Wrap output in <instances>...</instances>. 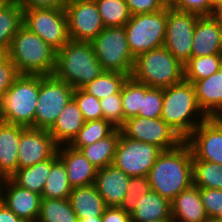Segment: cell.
Wrapping results in <instances>:
<instances>
[{
	"label": "cell",
	"mask_w": 222,
	"mask_h": 222,
	"mask_svg": "<svg viewBox=\"0 0 222 222\" xmlns=\"http://www.w3.org/2000/svg\"><path fill=\"white\" fill-rule=\"evenodd\" d=\"M148 179L151 190L170 202L194 184L193 155L184 141L178 147L162 151L152 166Z\"/></svg>",
	"instance_id": "cell-1"
},
{
	"label": "cell",
	"mask_w": 222,
	"mask_h": 222,
	"mask_svg": "<svg viewBox=\"0 0 222 222\" xmlns=\"http://www.w3.org/2000/svg\"><path fill=\"white\" fill-rule=\"evenodd\" d=\"M207 118L198 104L193 83L183 80L163 88L161 119L183 140Z\"/></svg>",
	"instance_id": "cell-2"
},
{
	"label": "cell",
	"mask_w": 222,
	"mask_h": 222,
	"mask_svg": "<svg viewBox=\"0 0 222 222\" xmlns=\"http://www.w3.org/2000/svg\"><path fill=\"white\" fill-rule=\"evenodd\" d=\"M103 71L91 42L70 40L56 52L53 75L74 89L83 88Z\"/></svg>",
	"instance_id": "cell-3"
},
{
	"label": "cell",
	"mask_w": 222,
	"mask_h": 222,
	"mask_svg": "<svg viewBox=\"0 0 222 222\" xmlns=\"http://www.w3.org/2000/svg\"><path fill=\"white\" fill-rule=\"evenodd\" d=\"M8 57L20 74L43 76L54 72L56 51L24 25L11 40Z\"/></svg>",
	"instance_id": "cell-4"
},
{
	"label": "cell",
	"mask_w": 222,
	"mask_h": 222,
	"mask_svg": "<svg viewBox=\"0 0 222 222\" xmlns=\"http://www.w3.org/2000/svg\"><path fill=\"white\" fill-rule=\"evenodd\" d=\"M40 75L20 74L3 95L0 121L34 128Z\"/></svg>",
	"instance_id": "cell-5"
},
{
	"label": "cell",
	"mask_w": 222,
	"mask_h": 222,
	"mask_svg": "<svg viewBox=\"0 0 222 222\" xmlns=\"http://www.w3.org/2000/svg\"><path fill=\"white\" fill-rule=\"evenodd\" d=\"M131 77L149 87L167 88L184 80V65L162 46L138 55Z\"/></svg>",
	"instance_id": "cell-6"
},
{
	"label": "cell",
	"mask_w": 222,
	"mask_h": 222,
	"mask_svg": "<svg viewBox=\"0 0 222 222\" xmlns=\"http://www.w3.org/2000/svg\"><path fill=\"white\" fill-rule=\"evenodd\" d=\"M91 43L104 71L131 77L135 57L130 51L124 26L105 27Z\"/></svg>",
	"instance_id": "cell-7"
},
{
	"label": "cell",
	"mask_w": 222,
	"mask_h": 222,
	"mask_svg": "<svg viewBox=\"0 0 222 222\" xmlns=\"http://www.w3.org/2000/svg\"><path fill=\"white\" fill-rule=\"evenodd\" d=\"M167 25V8L155 12L132 15L125 24L127 42L132 55L162 47Z\"/></svg>",
	"instance_id": "cell-8"
},
{
	"label": "cell",
	"mask_w": 222,
	"mask_h": 222,
	"mask_svg": "<svg viewBox=\"0 0 222 222\" xmlns=\"http://www.w3.org/2000/svg\"><path fill=\"white\" fill-rule=\"evenodd\" d=\"M74 88L51 75H40V86L35 110L34 128L49 130L68 102Z\"/></svg>",
	"instance_id": "cell-9"
},
{
	"label": "cell",
	"mask_w": 222,
	"mask_h": 222,
	"mask_svg": "<svg viewBox=\"0 0 222 222\" xmlns=\"http://www.w3.org/2000/svg\"><path fill=\"white\" fill-rule=\"evenodd\" d=\"M23 25L56 52L70 41L64 8L23 9Z\"/></svg>",
	"instance_id": "cell-10"
},
{
	"label": "cell",
	"mask_w": 222,
	"mask_h": 222,
	"mask_svg": "<svg viewBox=\"0 0 222 222\" xmlns=\"http://www.w3.org/2000/svg\"><path fill=\"white\" fill-rule=\"evenodd\" d=\"M121 133L132 140L149 143L161 151L172 150L184 140L161 117L134 116L125 120Z\"/></svg>",
	"instance_id": "cell-11"
},
{
	"label": "cell",
	"mask_w": 222,
	"mask_h": 222,
	"mask_svg": "<svg viewBox=\"0 0 222 222\" xmlns=\"http://www.w3.org/2000/svg\"><path fill=\"white\" fill-rule=\"evenodd\" d=\"M161 152L158 147L127 138L120 131L113 165L130 177L148 176Z\"/></svg>",
	"instance_id": "cell-12"
},
{
	"label": "cell",
	"mask_w": 222,
	"mask_h": 222,
	"mask_svg": "<svg viewBox=\"0 0 222 222\" xmlns=\"http://www.w3.org/2000/svg\"><path fill=\"white\" fill-rule=\"evenodd\" d=\"M200 16L167 8V25L163 46L183 65L191 58L195 25Z\"/></svg>",
	"instance_id": "cell-13"
},
{
	"label": "cell",
	"mask_w": 222,
	"mask_h": 222,
	"mask_svg": "<svg viewBox=\"0 0 222 222\" xmlns=\"http://www.w3.org/2000/svg\"><path fill=\"white\" fill-rule=\"evenodd\" d=\"M64 10L70 40L92 42L105 28L95 0H68Z\"/></svg>",
	"instance_id": "cell-14"
},
{
	"label": "cell",
	"mask_w": 222,
	"mask_h": 222,
	"mask_svg": "<svg viewBox=\"0 0 222 222\" xmlns=\"http://www.w3.org/2000/svg\"><path fill=\"white\" fill-rule=\"evenodd\" d=\"M197 160L222 164V123L207 118L184 140Z\"/></svg>",
	"instance_id": "cell-15"
},
{
	"label": "cell",
	"mask_w": 222,
	"mask_h": 222,
	"mask_svg": "<svg viewBox=\"0 0 222 222\" xmlns=\"http://www.w3.org/2000/svg\"><path fill=\"white\" fill-rule=\"evenodd\" d=\"M57 150L58 145L48 130L26 127L21 132L18 145V169L50 159Z\"/></svg>",
	"instance_id": "cell-16"
},
{
	"label": "cell",
	"mask_w": 222,
	"mask_h": 222,
	"mask_svg": "<svg viewBox=\"0 0 222 222\" xmlns=\"http://www.w3.org/2000/svg\"><path fill=\"white\" fill-rule=\"evenodd\" d=\"M41 195L17 185L11 178L4 180L2 202L25 222H37Z\"/></svg>",
	"instance_id": "cell-17"
},
{
	"label": "cell",
	"mask_w": 222,
	"mask_h": 222,
	"mask_svg": "<svg viewBox=\"0 0 222 222\" xmlns=\"http://www.w3.org/2000/svg\"><path fill=\"white\" fill-rule=\"evenodd\" d=\"M192 43L191 57L222 54V22L214 15L200 16Z\"/></svg>",
	"instance_id": "cell-18"
},
{
	"label": "cell",
	"mask_w": 222,
	"mask_h": 222,
	"mask_svg": "<svg viewBox=\"0 0 222 222\" xmlns=\"http://www.w3.org/2000/svg\"><path fill=\"white\" fill-rule=\"evenodd\" d=\"M130 178L113 164L98 169L94 184L107 207H120L127 194Z\"/></svg>",
	"instance_id": "cell-19"
},
{
	"label": "cell",
	"mask_w": 222,
	"mask_h": 222,
	"mask_svg": "<svg viewBox=\"0 0 222 222\" xmlns=\"http://www.w3.org/2000/svg\"><path fill=\"white\" fill-rule=\"evenodd\" d=\"M57 155L66 167L72 188L95 183L98 169L86 159L80 150L69 145L58 146Z\"/></svg>",
	"instance_id": "cell-20"
},
{
	"label": "cell",
	"mask_w": 222,
	"mask_h": 222,
	"mask_svg": "<svg viewBox=\"0 0 222 222\" xmlns=\"http://www.w3.org/2000/svg\"><path fill=\"white\" fill-rule=\"evenodd\" d=\"M172 222H207L209 220L203 206L200 188L194 184L180 192L171 201Z\"/></svg>",
	"instance_id": "cell-21"
},
{
	"label": "cell",
	"mask_w": 222,
	"mask_h": 222,
	"mask_svg": "<svg viewBox=\"0 0 222 222\" xmlns=\"http://www.w3.org/2000/svg\"><path fill=\"white\" fill-rule=\"evenodd\" d=\"M198 104L208 118L222 113V68L193 83Z\"/></svg>",
	"instance_id": "cell-22"
},
{
	"label": "cell",
	"mask_w": 222,
	"mask_h": 222,
	"mask_svg": "<svg viewBox=\"0 0 222 222\" xmlns=\"http://www.w3.org/2000/svg\"><path fill=\"white\" fill-rule=\"evenodd\" d=\"M24 128L0 121V173L5 178L18 170V145Z\"/></svg>",
	"instance_id": "cell-23"
},
{
	"label": "cell",
	"mask_w": 222,
	"mask_h": 222,
	"mask_svg": "<svg viewBox=\"0 0 222 222\" xmlns=\"http://www.w3.org/2000/svg\"><path fill=\"white\" fill-rule=\"evenodd\" d=\"M85 123L77 103L72 98L48 130L58 146L69 145Z\"/></svg>",
	"instance_id": "cell-24"
},
{
	"label": "cell",
	"mask_w": 222,
	"mask_h": 222,
	"mask_svg": "<svg viewBox=\"0 0 222 222\" xmlns=\"http://www.w3.org/2000/svg\"><path fill=\"white\" fill-rule=\"evenodd\" d=\"M130 216L132 222L172 221L171 202L150 190L139 197Z\"/></svg>",
	"instance_id": "cell-25"
},
{
	"label": "cell",
	"mask_w": 222,
	"mask_h": 222,
	"mask_svg": "<svg viewBox=\"0 0 222 222\" xmlns=\"http://www.w3.org/2000/svg\"><path fill=\"white\" fill-rule=\"evenodd\" d=\"M69 201L78 220L102 217L107 207L95 184L73 188Z\"/></svg>",
	"instance_id": "cell-26"
},
{
	"label": "cell",
	"mask_w": 222,
	"mask_h": 222,
	"mask_svg": "<svg viewBox=\"0 0 222 222\" xmlns=\"http://www.w3.org/2000/svg\"><path fill=\"white\" fill-rule=\"evenodd\" d=\"M58 159L57 153L50 159L38 162L30 167L19 168L10 178L20 187L42 195L51 165Z\"/></svg>",
	"instance_id": "cell-27"
},
{
	"label": "cell",
	"mask_w": 222,
	"mask_h": 222,
	"mask_svg": "<svg viewBox=\"0 0 222 222\" xmlns=\"http://www.w3.org/2000/svg\"><path fill=\"white\" fill-rule=\"evenodd\" d=\"M23 25V8L18 0L0 2V48L9 49L11 40Z\"/></svg>",
	"instance_id": "cell-28"
},
{
	"label": "cell",
	"mask_w": 222,
	"mask_h": 222,
	"mask_svg": "<svg viewBox=\"0 0 222 222\" xmlns=\"http://www.w3.org/2000/svg\"><path fill=\"white\" fill-rule=\"evenodd\" d=\"M119 137L120 128H116L109 136L91 145L72 148L80 150L92 165L101 169L113 164Z\"/></svg>",
	"instance_id": "cell-29"
},
{
	"label": "cell",
	"mask_w": 222,
	"mask_h": 222,
	"mask_svg": "<svg viewBox=\"0 0 222 222\" xmlns=\"http://www.w3.org/2000/svg\"><path fill=\"white\" fill-rule=\"evenodd\" d=\"M72 190L73 188L70 185L66 167L58 158L51 165V171L46 179L41 197L50 199H69Z\"/></svg>",
	"instance_id": "cell-30"
},
{
	"label": "cell",
	"mask_w": 222,
	"mask_h": 222,
	"mask_svg": "<svg viewBox=\"0 0 222 222\" xmlns=\"http://www.w3.org/2000/svg\"><path fill=\"white\" fill-rule=\"evenodd\" d=\"M69 199L41 198L37 222H77Z\"/></svg>",
	"instance_id": "cell-31"
},
{
	"label": "cell",
	"mask_w": 222,
	"mask_h": 222,
	"mask_svg": "<svg viewBox=\"0 0 222 222\" xmlns=\"http://www.w3.org/2000/svg\"><path fill=\"white\" fill-rule=\"evenodd\" d=\"M222 68V54L191 57L184 64V80L194 83L205 79Z\"/></svg>",
	"instance_id": "cell-32"
},
{
	"label": "cell",
	"mask_w": 222,
	"mask_h": 222,
	"mask_svg": "<svg viewBox=\"0 0 222 222\" xmlns=\"http://www.w3.org/2000/svg\"><path fill=\"white\" fill-rule=\"evenodd\" d=\"M129 76L119 72L103 71L97 78L83 87V89L101 100L110 94L121 91L124 82Z\"/></svg>",
	"instance_id": "cell-33"
},
{
	"label": "cell",
	"mask_w": 222,
	"mask_h": 222,
	"mask_svg": "<svg viewBox=\"0 0 222 222\" xmlns=\"http://www.w3.org/2000/svg\"><path fill=\"white\" fill-rule=\"evenodd\" d=\"M193 180L198 188L222 190V164L197 160L193 157Z\"/></svg>",
	"instance_id": "cell-34"
},
{
	"label": "cell",
	"mask_w": 222,
	"mask_h": 222,
	"mask_svg": "<svg viewBox=\"0 0 222 222\" xmlns=\"http://www.w3.org/2000/svg\"><path fill=\"white\" fill-rule=\"evenodd\" d=\"M116 127L105 119L86 121L78 134L69 144L71 147L91 145L109 136Z\"/></svg>",
	"instance_id": "cell-35"
},
{
	"label": "cell",
	"mask_w": 222,
	"mask_h": 222,
	"mask_svg": "<svg viewBox=\"0 0 222 222\" xmlns=\"http://www.w3.org/2000/svg\"><path fill=\"white\" fill-rule=\"evenodd\" d=\"M105 27H121L130 20L131 13L125 0H95Z\"/></svg>",
	"instance_id": "cell-36"
},
{
	"label": "cell",
	"mask_w": 222,
	"mask_h": 222,
	"mask_svg": "<svg viewBox=\"0 0 222 222\" xmlns=\"http://www.w3.org/2000/svg\"><path fill=\"white\" fill-rule=\"evenodd\" d=\"M124 119L137 116L142 103V83L128 77L121 88Z\"/></svg>",
	"instance_id": "cell-37"
},
{
	"label": "cell",
	"mask_w": 222,
	"mask_h": 222,
	"mask_svg": "<svg viewBox=\"0 0 222 222\" xmlns=\"http://www.w3.org/2000/svg\"><path fill=\"white\" fill-rule=\"evenodd\" d=\"M163 88L149 87L142 83V103L137 116L159 118L162 113Z\"/></svg>",
	"instance_id": "cell-38"
},
{
	"label": "cell",
	"mask_w": 222,
	"mask_h": 222,
	"mask_svg": "<svg viewBox=\"0 0 222 222\" xmlns=\"http://www.w3.org/2000/svg\"><path fill=\"white\" fill-rule=\"evenodd\" d=\"M73 99L77 103L85 122L103 118L100 100L83 88L74 89Z\"/></svg>",
	"instance_id": "cell-39"
},
{
	"label": "cell",
	"mask_w": 222,
	"mask_h": 222,
	"mask_svg": "<svg viewBox=\"0 0 222 222\" xmlns=\"http://www.w3.org/2000/svg\"><path fill=\"white\" fill-rule=\"evenodd\" d=\"M151 190L148 176L131 177L128 183L127 194L120 205V208L127 213L136 209V202L141 195Z\"/></svg>",
	"instance_id": "cell-40"
},
{
	"label": "cell",
	"mask_w": 222,
	"mask_h": 222,
	"mask_svg": "<svg viewBox=\"0 0 222 222\" xmlns=\"http://www.w3.org/2000/svg\"><path fill=\"white\" fill-rule=\"evenodd\" d=\"M100 105L103 119L109 121L116 128H120L124 124L121 91L101 99Z\"/></svg>",
	"instance_id": "cell-41"
},
{
	"label": "cell",
	"mask_w": 222,
	"mask_h": 222,
	"mask_svg": "<svg viewBox=\"0 0 222 222\" xmlns=\"http://www.w3.org/2000/svg\"><path fill=\"white\" fill-rule=\"evenodd\" d=\"M200 196L208 218L222 220V190L200 188Z\"/></svg>",
	"instance_id": "cell-42"
},
{
	"label": "cell",
	"mask_w": 222,
	"mask_h": 222,
	"mask_svg": "<svg viewBox=\"0 0 222 222\" xmlns=\"http://www.w3.org/2000/svg\"><path fill=\"white\" fill-rule=\"evenodd\" d=\"M174 8L199 16H212L215 11L210 0H179Z\"/></svg>",
	"instance_id": "cell-43"
},
{
	"label": "cell",
	"mask_w": 222,
	"mask_h": 222,
	"mask_svg": "<svg viewBox=\"0 0 222 222\" xmlns=\"http://www.w3.org/2000/svg\"><path fill=\"white\" fill-rule=\"evenodd\" d=\"M19 75L20 73L9 57L0 64V104L3 95L12 86Z\"/></svg>",
	"instance_id": "cell-44"
},
{
	"label": "cell",
	"mask_w": 222,
	"mask_h": 222,
	"mask_svg": "<svg viewBox=\"0 0 222 222\" xmlns=\"http://www.w3.org/2000/svg\"><path fill=\"white\" fill-rule=\"evenodd\" d=\"M131 15L155 13L165 9L159 0H125Z\"/></svg>",
	"instance_id": "cell-45"
},
{
	"label": "cell",
	"mask_w": 222,
	"mask_h": 222,
	"mask_svg": "<svg viewBox=\"0 0 222 222\" xmlns=\"http://www.w3.org/2000/svg\"><path fill=\"white\" fill-rule=\"evenodd\" d=\"M23 9L64 8L68 0H18Z\"/></svg>",
	"instance_id": "cell-46"
},
{
	"label": "cell",
	"mask_w": 222,
	"mask_h": 222,
	"mask_svg": "<svg viewBox=\"0 0 222 222\" xmlns=\"http://www.w3.org/2000/svg\"><path fill=\"white\" fill-rule=\"evenodd\" d=\"M101 219L102 222H132L130 213L116 206L106 207Z\"/></svg>",
	"instance_id": "cell-47"
},
{
	"label": "cell",
	"mask_w": 222,
	"mask_h": 222,
	"mask_svg": "<svg viewBox=\"0 0 222 222\" xmlns=\"http://www.w3.org/2000/svg\"><path fill=\"white\" fill-rule=\"evenodd\" d=\"M0 222H25V221L17 217L3 202H1Z\"/></svg>",
	"instance_id": "cell-48"
},
{
	"label": "cell",
	"mask_w": 222,
	"mask_h": 222,
	"mask_svg": "<svg viewBox=\"0 0 222 222\" xmlns=\"http://www.w3.org/2000/svg\"><path fill=\"white\" fill-rule=\"evenodd\" d=\"M164 8H174L179 0H159Z\"/></svg>",
	"instance_id": "cell-49"
},
{
	"label": "cell",
	"mask_w": 222,
	"mask_h": 222,
	"mask_svg": "<svg viewBox=\"0 0 222 222\" xmlns=\"http://www.w3.org/2000/svg\"><path fill=\"white\" fill-rule=\"evenodd\" d=\"M220 22H222V3L215 8L213 14Z\"/></svg>",
	"instance_id": "cell-50"
},
{
	"label": "cell",
	"mask_w": 222,
	"mask_h": 222,
	"mask_svg": "<svg viewBox=\"0 0 222 222\" xmlns=\"http://www.w3.org/2000/svg\"><path fill=\"white\" fill-rule=\"evenodd\" d=\"M8 58V50L0 48V64Z\"/></svg>",
	"instance_id": "cell-51"
},
{
	"label": "cell",
	"mask_w": 222,
	"mask_h": 222,
	"mask_svg": "<svg viewBox=\"0 0 222 222\" xmlns=\"http://www.w3.org/2000/svg\"><path fill=\"white\" fill-rule=\"evenodd\" d=\"M77 222H102V219L101 217L84 218L78 220Z\"/></svg>",
	"instance_id": "cell-52"
},
{
	"label": "cell",
	"mask_w": 222,
	"mask_h": 222,
	"mask_svg": "<svg viewBox=\"0 0 222 222\" xmlns=\"http://www.w3.org/2000/svg\"><path fill=\"white\" fill-rule=\"evenodd\" d=\"M6 178L0 173V203L2 202V189Z\"/></svg>",
	"instance_id": "cell-53"
},
{
	"label": "cell",
	"mask_w": 222,
	"mask_h": 222,
	"mask_svg": "<svg viewBox=\"0 0 222 222\" xmlns=\"http://www.w3.org/2000/svg\"><path fill=\"white\" fill-rule=\"evenodd\" d=\"M212 7L215 9L217 6H219L222 3V0H210Z\"/></svg>",
	"instance_id": "cell-54"
},
{
	"label": "cell",
	"mask_w": 222,
	"mask_h": 222,
	"mask_svg": "<svg viewBox=\"0 0 222 222\" xmlns=\"http://www.w3.org/2000/svg\"><path fill=\"white\" fill-rule=\"evenodd\" d=\"M207 222H222V220L209 219Z\"/></svg>",
	"instance_id": "cell-55"
},
{
	"label": "cell",
	"mask_w": 222,
	"mask_h": 222,
	"mask_svg": "<svg viewBox=\"0 0 222 222\" xmlns=\"http://www.w3.org/2000/svg\"><path fill=\"white\" fill-rule=\"evenodd\" d=\"M222 123V113L216 117Z\"/></svg>",
	"instance_id": "cell-56"
},
{
	"label": "cell",
	"mask_w": 222,
	"mask_h": 222,
	"mask_svg": "<svg viewBox=\"0 0 222 222\" xmlns=\"http://www.w3.org/2000/svg\"><path fill=\"white\" fill-rule=\"evenodd\" d=\"M146 222H172V221H146Z\"/></svg>",
	"instance_id": "cell-57"
}]
</instances>
